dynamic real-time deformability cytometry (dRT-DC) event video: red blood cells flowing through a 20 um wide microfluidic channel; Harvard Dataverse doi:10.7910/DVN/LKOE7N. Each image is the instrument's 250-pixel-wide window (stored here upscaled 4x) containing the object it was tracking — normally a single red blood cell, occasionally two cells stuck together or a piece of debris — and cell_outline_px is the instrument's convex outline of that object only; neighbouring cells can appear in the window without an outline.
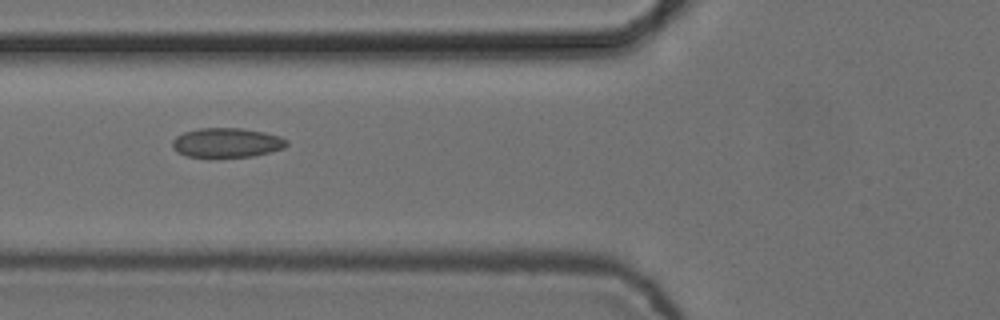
{"species": "common noctule bat (a hibernating species)", "species_latin": "Nyctalus noctula", "temperature_condition": "cold", "stored_images_in_passage": 8, "camera_frame_rate_fps": 3000, "um_per_image_px": 0.085, "animal": {"sex": "female", "body_mass_g": 24.6, "forearm_length_mm": 56.2}, "frame": {"image": 1, "passage_image": 6, "time_ms": 1.667, "image_size_px": [1000, 320], "cell_outline_px": [[288, 144], [284, 148], [252, 156], [208, 160], [188, 156], [176, 152], [172, 148], [172, 140], [176, 136], [184, 132], [200, 128], [240, 128], [264, 132], [280, 136], [288, 140]], "centroid_in_image_um": [19.22, 12.17], "position_along_channel_um": 106.6, "area_um2": 20.35}}
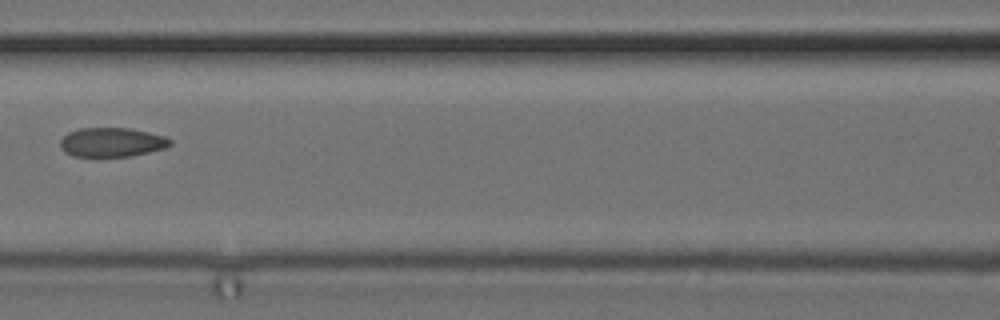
{"frame": {"image": 2, "passage_image": 7, "time_ms": 2.0, "image_size_px": [1000, 320], "cell_outline_px": [[172, 144], [164, 148], [132, 156], [96, 160], [72, 156], [64, 152], [60, 144], [60, 140], [68, 132], [80, 128], [128, 128], [148, 132], [164, 136], [172, 140]], "centroid_in_image_um": [9.45, 12.14], "position_along_channel_um": 157.2, "area_um2": 19.48}}
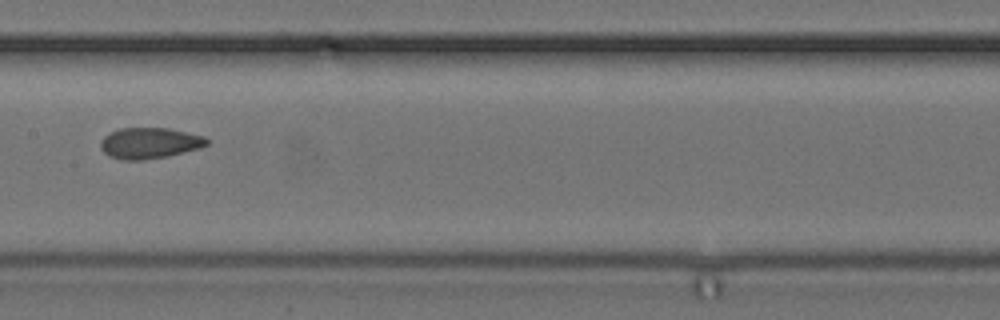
{"frame": {"image": 3, "passage_image": 8, "time_ms": 2.333, "image_size_px": [1000, 320], "cell_outline_px": [[208, 144], [200, 148], [168, 156], [144, 160], [120, 160], [108, 156], [100, 148], [100, 140], [104, 136], [120, 128], [168, 128], [204, 136], [208, 140]], "centroid_in_image_um": [12.69, 12.17], "position_along_channel_um": 194.7, "area_um2": 19.25}}